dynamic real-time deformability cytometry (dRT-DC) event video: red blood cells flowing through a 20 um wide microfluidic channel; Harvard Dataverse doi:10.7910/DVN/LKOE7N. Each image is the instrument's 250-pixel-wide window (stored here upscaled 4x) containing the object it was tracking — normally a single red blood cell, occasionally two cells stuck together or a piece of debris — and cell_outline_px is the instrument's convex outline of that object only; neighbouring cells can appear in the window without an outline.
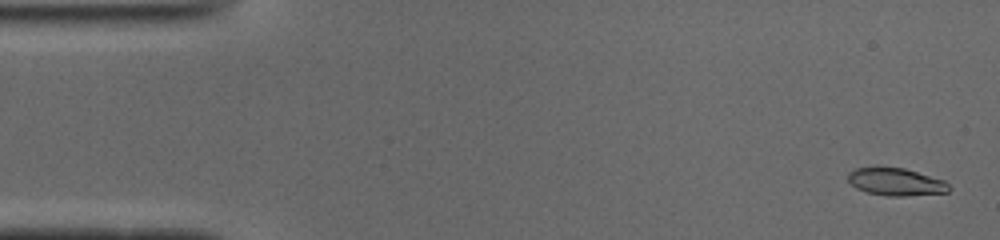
{"species": "common noctule bat (a hibernating species)", "species_latin": "Nyctalus noctula", "temperature_condition": "cold", "stored_images_in_passage": 51, "camera_frame_rate_fps": 3000, "um_per_image_px": 0.085, "animal": {"sex": "male", "body_mass_g": 19.0, "forearm_length_mm": 50.8}, "frame": {"image": 1, "passage_image": 2, "time_ms": 0.333, "image_size_px": [1000, 240], "cell_outline_px": [[952, 188], [948, 192], [904, 196], [888, 196], [868, 192], [856, 188], [848, 180], [848, 172], [856, 168], [876, 164], [904, 168], [944, 180]], "centroid_in_image_um": [76.11, 15.41], "position_along_channel_um": 8.9, "area_um2": 16.65}}
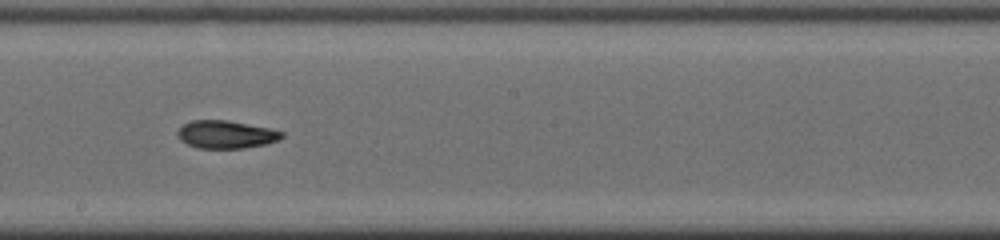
{"frame": {"image": 2, "passage_image": 28, "time_ms": 9.0, "image_size_px": [1000, 240], "cell_outline_px": [[284, 136], [280, 140], [264, 144], [244, 148], [200, 148], [188, 144], [180, 140], [176, 132], [184, 124], [192, 120], [228, 120], [268, 128], [284, 132]], "centroid_in_image_um": [19.22, 11.42], "position_along_channel_um": 229.0, "area_um2": 16.82}}
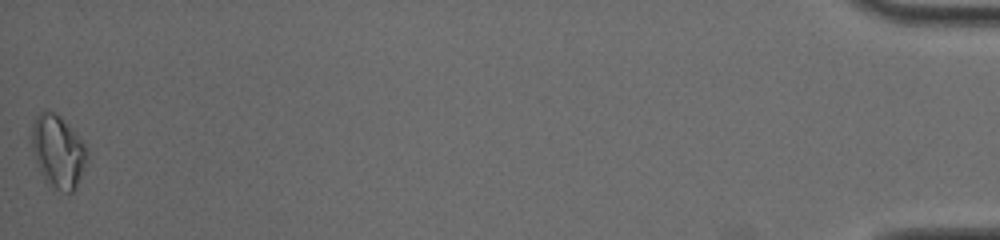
{"frame": {"image": 3, "passage_image": 51, "time_ms": 16.667, "image_size_px": [1000, 240], "cell_outline_px": [[88, 156], [76, 188], [72, 192], [68, 192], [56, 188], [48, 184], [44, 180], [40, 172], [32, 148], [32, 124], [36, 116], [40, 112], [56, 112], [68, 124], [88, 148]], "centroid_in_image_um": [4.94, 12.86], "position_along_channel_um": 430.3, "area_um2": 23.18}, "authors_computed_cell_mechanics": {"area_um2": 16.9932, "velocity_mm_per_s": 3.9319, "shape_relaxation_time_tau1_ms": 3.1288, "shape_relaxation_time_tau2_ms": 6.3519, "deformation_change_tau1": 0.1323, "deformation_change_tau2": 0.103}}